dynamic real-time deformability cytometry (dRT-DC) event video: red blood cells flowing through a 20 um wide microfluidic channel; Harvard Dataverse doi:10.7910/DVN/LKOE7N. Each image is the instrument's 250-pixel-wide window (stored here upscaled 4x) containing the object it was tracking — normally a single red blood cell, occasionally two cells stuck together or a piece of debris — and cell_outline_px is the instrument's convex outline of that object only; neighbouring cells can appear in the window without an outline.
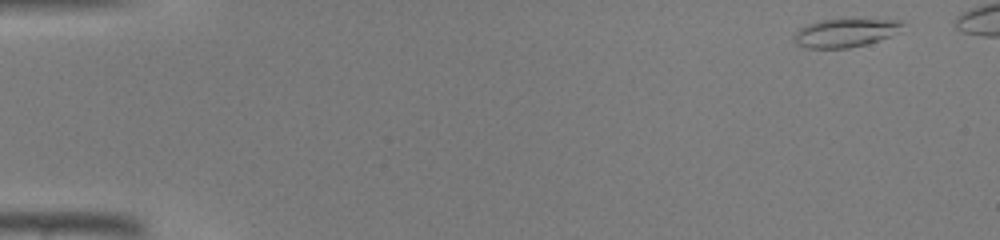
{"species": "common noctule bat (a hibernating species)", "species_latin": "Nyctalus noctula", "temperature_condition": "warm", "stored_images_in_passage": 40, "camera_frame_rate_fps": 3000, "um_per_image_px": 0.085, "animal": {"sex": "male", "body_mass_g": 19.0, "forearm_length_mm": 50.8}, "frame": {"image": 1, "passage_image": 1, "time_ms": 0.0, "image_size_px": [1000, 240], "cell_outline_px": [[904, 24], [900, 32], [864, 44], [848, 48], [808, 48], [796, 44], [792, 40], [796, 32], [800, 28], [808, 24], [820, 20], [844, 16], [852, 16], [904, 20]], "centroid_in_image_um": [71.9, 2.71], "position_along_channel_um": 13.1, "area_um2": 18.96}}
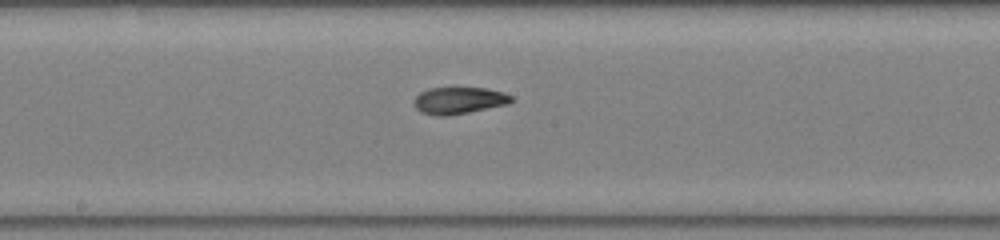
{"frame": {"image": 2, "passage_image": 23, "time_ms": 7.333, "image_size_px": [1000, 240], "cell_outline_px": [[512, 100], [508, 104], [468, 112], [444, 116], [440, 116], [424, 112], [416, 108], [416, 96], [420, 92], [428, 88], [456, 84], [484, 88], [504, 92], [512, 96]], "centroid_in_image_um": [39.03, 8.46], "position_along_channel_um": 209.2, "area_um2": 15.66}}
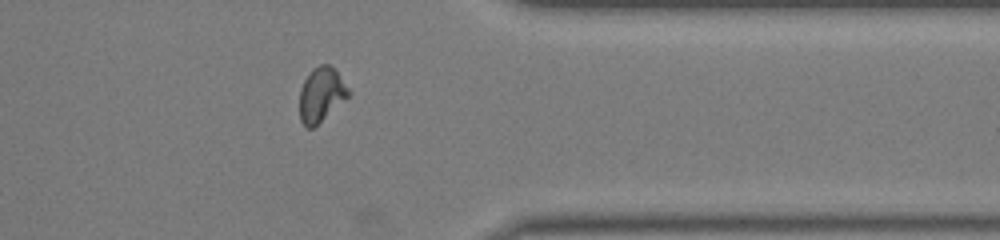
{"frame": {"image": 3, "passage_image": 35, "time_ms": 11.333, "image_size_px": [1000, 240], "cell_outline_px": [[352, 92], [348, 96], [312, 128], [304, 128], [300, 120], [300, 88], [304, 80], [312, 68], [320, 64], [332, 64]], "centroid_in_image_um": [27.3, 8.0], "position_along_channel_um": 384.1, "area_um2": 15.49}}